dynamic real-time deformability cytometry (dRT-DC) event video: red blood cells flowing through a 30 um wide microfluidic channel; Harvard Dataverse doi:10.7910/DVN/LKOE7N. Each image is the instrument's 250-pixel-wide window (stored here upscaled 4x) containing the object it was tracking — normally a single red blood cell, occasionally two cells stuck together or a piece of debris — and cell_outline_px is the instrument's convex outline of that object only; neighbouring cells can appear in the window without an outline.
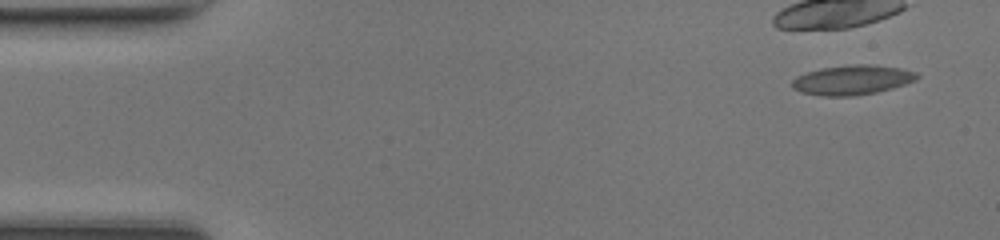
{"species": "common noctule bat (a hibernating species)", "species_latin": "Nyctalus noctula", "temperature_condition": "room temperature", "stored_images_in_passage": 21, "camera_frame_rate_fps": 3000, "um_per_image_px": 0.085, "animal": {"sex": "female", "body_mass_g": 17.0, "forearm_length_mm": 48.0}, "frame": {"image": 1, "passage_image": 1, "time_ms": 0.0, "image_size_px": [1000, 240], "cell_outline_px": [[920, 76], [916, 80], [892, 88], [876, 92], [852, 96], [820, 96], [800, 92], [792, 88], [792, 80], [796, 76], [808, 72], [824, 68], [856, 64], [868, 64], [900, 68], [916, 72]], "centroid_in_image_um": [72.43, 6.8], "position_along_channel_um": 12.6, "area_um2": 21.44}}